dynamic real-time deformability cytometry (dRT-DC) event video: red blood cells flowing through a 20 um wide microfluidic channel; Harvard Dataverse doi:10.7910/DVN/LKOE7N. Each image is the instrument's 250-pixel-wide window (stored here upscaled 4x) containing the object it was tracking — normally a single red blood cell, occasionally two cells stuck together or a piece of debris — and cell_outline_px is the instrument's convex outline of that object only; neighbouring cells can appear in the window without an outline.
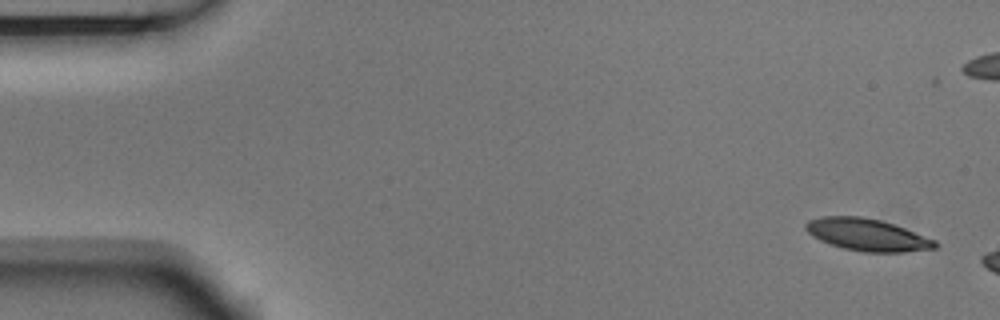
{"species": "Egyptian fruit bat (a non-hibernating species)", "species_latin": "Rousettus aegyptiacus", "temperature_condition": "room temperature", "stored_images_in_passage": 3, "camera_frame_rate_fps": 3000, "um_per_image_px": 0.085, "animal": {"sex": "male"}, "frame": {"image": 1, "passage_image": 1, "time_ms": 0.0, "image_size_px": [1000, 320], "cell_outline_px": [[940, 244], [936, 248], [904, 252], [864, 252], [844, 248], [820, 240], [812, 236], [804, 228], [804, 224], [808, 220], [820, 216], [860, 216], [880, 220], [904, 228], [936, 240]], "centroid_in_image_um": [73.71, 19.95], "position_along_channel_um": 11.3, "area_um2": 24.16}}